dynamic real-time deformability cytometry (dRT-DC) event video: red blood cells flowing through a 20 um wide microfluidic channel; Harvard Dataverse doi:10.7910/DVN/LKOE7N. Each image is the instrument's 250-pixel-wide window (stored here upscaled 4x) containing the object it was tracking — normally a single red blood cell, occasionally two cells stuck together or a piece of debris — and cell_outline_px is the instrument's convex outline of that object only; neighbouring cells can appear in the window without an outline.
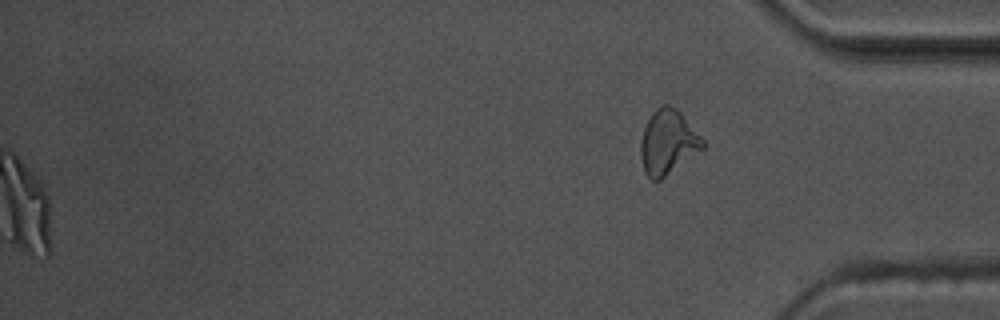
{"species": "common noctule bat (a hibernating species)", "species_latin": "Nyctalus noctula", "temperature_condition": "warm", "stored_images_in_passage": 43, "camera_frame_rate_fps": 3000, "um_per_image_px": 0.085, "animal": {"sex": "male", "body_mass_g": 17.5, "forearm_length_mm": 52.3}, "frame": {"image": 1, "passage_image": 43, "time_ms": 14.0, "image_size_px": [1000, 320], "cell_outline_px": [[704, 148], [660, 180], [652, 180], [644, 172], [640, 156], [640, 140], [644, 128], [652, 112], [656, 108], [664, 104], [668, 104], [676, 108], [680, 112], [704, 140]], "centroid_in_image_um": [56.75, 12.08], "position_along_channel_um": 378.5, "area_um2": 23.18}}